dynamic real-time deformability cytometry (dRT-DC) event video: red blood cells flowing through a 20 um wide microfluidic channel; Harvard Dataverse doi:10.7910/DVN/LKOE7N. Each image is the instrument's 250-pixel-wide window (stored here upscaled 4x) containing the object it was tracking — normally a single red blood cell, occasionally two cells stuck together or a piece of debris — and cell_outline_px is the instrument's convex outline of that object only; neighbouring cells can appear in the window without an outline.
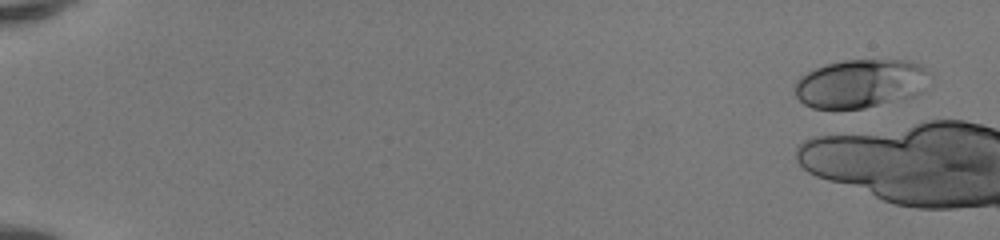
{"species": "human", "species_latin": "Homo sapiens", "temperature_condition": "room temperature", "stored_images_in_passage": 3, "camera_frame_rate_fps": 3000, "um_per_image_px": 0.085, "donor": {"sex": "female"}, "frame": {"image": 1, "passage_image": 1, "time_ms": 0.0, "image_size_px": [1000, 240], "cell_outline_px": [[932, 76], [920, 92], [912, 96], [864, 108], [812, 108], [804, 104], [796, 96], [796, 80], [800, 76], [816, 68], [828, 64], [844, 60], [908, 60], [920, 64], [932, 72]], "centroid_in_image_um": [73.19, 7.08], "position_along_channel_um": 11.8, "area_um2": 38.09}}